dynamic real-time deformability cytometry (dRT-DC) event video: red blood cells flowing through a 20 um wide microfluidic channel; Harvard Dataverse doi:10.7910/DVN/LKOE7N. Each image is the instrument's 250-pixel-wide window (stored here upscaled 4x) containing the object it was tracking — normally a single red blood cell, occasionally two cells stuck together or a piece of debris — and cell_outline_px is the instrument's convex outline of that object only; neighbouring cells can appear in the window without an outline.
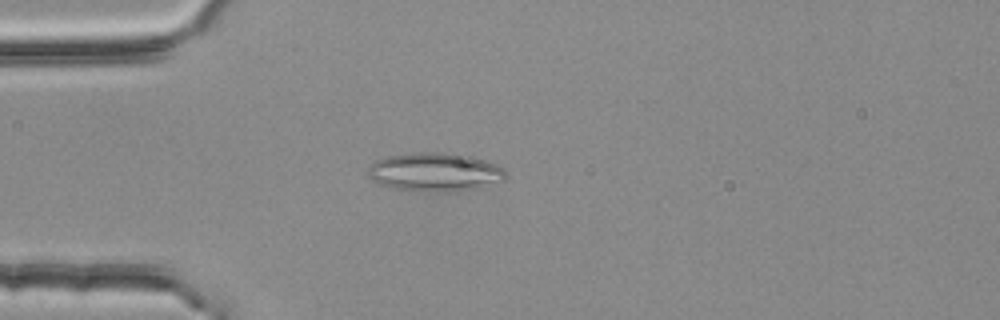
{"species": "common noctule bat (a hibernating species)", "species_latin": "Nyctalus noctula", "temperature_condition": "room temperature", "stored_images_in_passage": 17, "camera_frame_rate_fps": 3000, "um_per_image_px": 0.085, "animal": {"sex": "female", "body_mass_g": 25.1}, "frame": {"image": 1, "passage_image": 2, "time_ms": 0.333, "image_size_px": [1000, 320], "cell_outline_px": [[508, 172], [504, 180], [476, 188], [448, 192], [432, 192], [400, 188], [380, 184], [372, 180], [368, 176], [368, 168], [376, 160], [388, 156], [420, 152], [436, 152], [468, 156], [484, 160], [496, 164], [504, 168]], "centroid_in_image_um": [36.99, 14.62], "position_along_channel_um": 48.0, "area_um2": 30.63}}
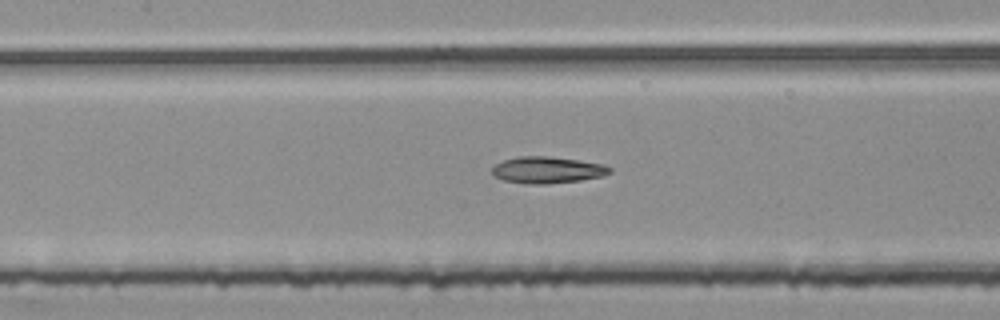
{"frame": {"image": 2, "passage_image": 12, "time_ms": 3.667, "image_size_px": [1000, 320], "cell_outline_px": [[612, 172], [604, 176], [580, 180], [544, 184], [532, 184], [504, 180], [496, 176], [492, 172], [492, 168], [496, 164], [504, 160], [520, 156], [548, 156], [580, 160], [604, 164], [612, 168]], "centroid_in_image_um": [46.58, 14.44], "position_along_channel_um": 160.8, "area_um2": 18.15}}
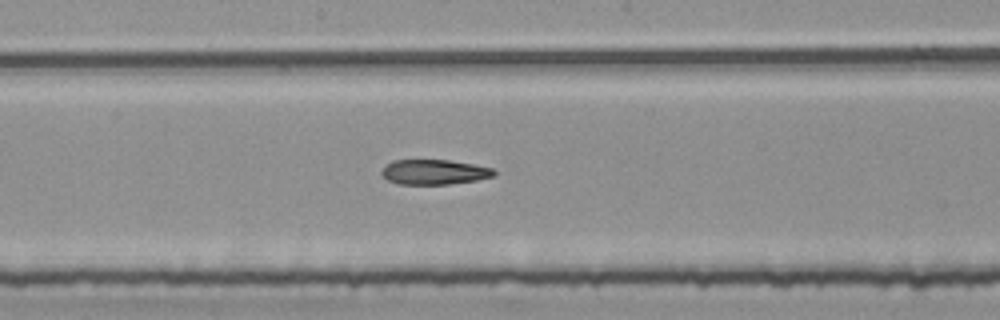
{"frame": {"image": 3, "passage_image": 16, "time_ms": 5.0, "image_size_px": [1000, 320], "cell_outline_px": [[496, 172], [492, 176], [476, 180], [448, 184], [400, 184], [388, 180], [380, 172], [384, 164], [392, 160], [448, 160], [472, 164], [492, 168]], "centroid_in_image_um": [36.85, 14.61], "position_along_channel_um": 211.3, "area_um2": 16.24}}